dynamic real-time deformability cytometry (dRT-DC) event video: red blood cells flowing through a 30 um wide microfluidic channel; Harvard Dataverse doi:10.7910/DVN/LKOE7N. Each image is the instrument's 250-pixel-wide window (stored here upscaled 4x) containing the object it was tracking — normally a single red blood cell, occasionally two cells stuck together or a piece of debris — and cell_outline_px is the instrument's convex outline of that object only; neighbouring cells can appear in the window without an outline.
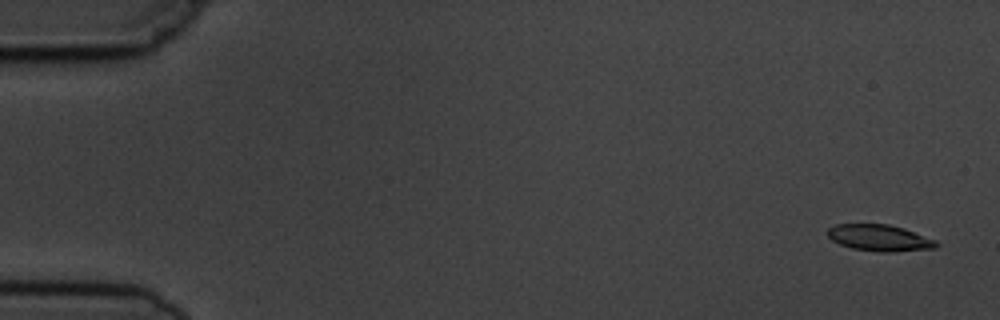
{"species": "common noctule bat (a hibernating species)", "species_latin": "Nyctalus noctula", "temperature_condition": "cold", "stored_images_in_passage": 5, "camera_frame_rate_fps": 3000, "um_per_image_px": 0.085, "animal": {"sex": "male", "body_mass_g": 19.5, "forearm_length_mm": 54.6}, "frame": {"image": 1, "passage_image": 1, "time_ms": 0.0, "image_size_px": [1000, 320], "cell_outline_px": [[940, 244], [936, 248], [892, 252], [880, 252], [852, 248], [840, 244], [832, 240], [828, 236], [828, 228], [836, 224], [888, 224], [904, 228], [936, 240]], "centroid_in_image_um": [74.78, 20.22], "position_along_channel_um": 10.2, "area_um2": 16.76}}
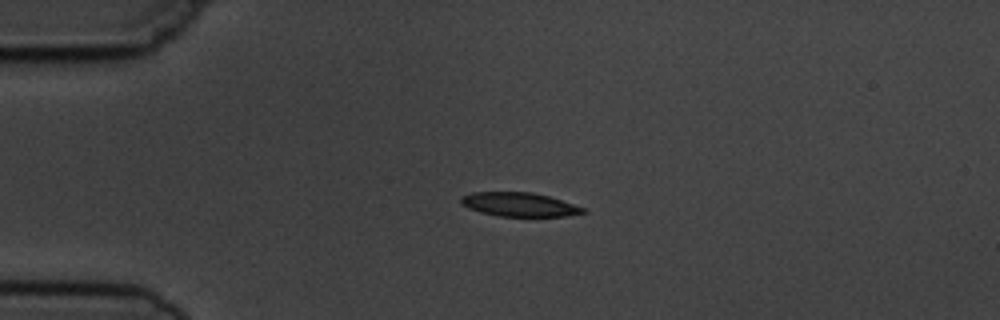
{"frame": {"image": 2, "passage_image": 4, "time_ms": 3.667, "image_size_px": [1000, 320], "cell_outline_px": [[588, 212], [564, 216], [500, 216], [480, 212], [468, 208], [460, 204], [460, 196], [472, 192], [532, 192], [548, 196], [584, 208]], "centroid_in_image_um": [44.08, 17.38], "position_along_channel_um": 40.9, "area_um2": 16.94}}